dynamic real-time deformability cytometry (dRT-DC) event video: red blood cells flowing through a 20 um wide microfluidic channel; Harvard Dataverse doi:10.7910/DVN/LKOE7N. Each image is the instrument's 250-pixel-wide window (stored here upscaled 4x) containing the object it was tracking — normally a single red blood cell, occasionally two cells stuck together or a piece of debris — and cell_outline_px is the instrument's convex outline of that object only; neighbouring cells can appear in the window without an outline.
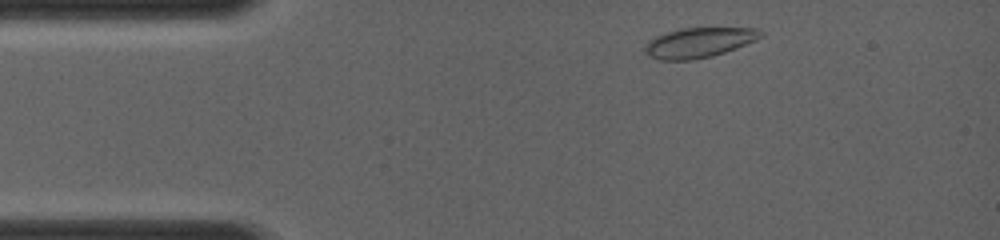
{"species": "common noctule bat (a hibernating species)", "species_latin": "Nyctalus noctula", "temperature_condition": "room temperature", "stored_images_in_passage": 44, "camera_frame_rate_fps": 4000, "um_per_image_px": 0.085, "animal": {"sex": "female", "body_mass_g": 19.0, "forearm_length_mm": 56.7}, "frame": {"image": 1, "passage_image": 3, "time_ms": 0.5, "image_size_px": [1000, 240], "cell_outline_px": [[764, 32], [760, 36], [744, 44], [724, 52], [712, 56], [688, 60], [660, 60], [652, 56], [644, 48], [648, 40], [656, 36], [680, 28], [756, 28]], "centroid_in_image_um": [59.38, 3.61], "position_along_channel_um": 25.6, "area_um2": 19.65}}
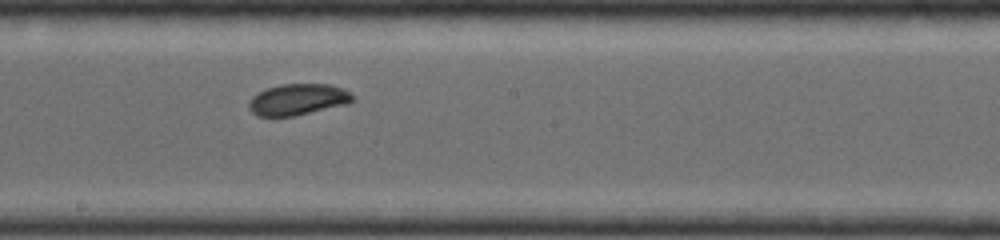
{"frame": {"image": 2, "passage_image": 24, "time_ms": 5.75, "image_size_px": [1000, 240], "cell_outline_px": [[352, 100], [348, 104], [292, 116], [256, 116], [248, 108], [248, 104], [252, 96], [268, 88], [280, 84], [328, 84], [344, 88], [352, 96]], "centroid_in_image_um": [25.29, 8.45], "position_along_channel_um": 222.9, "area_um2": 18.73}}
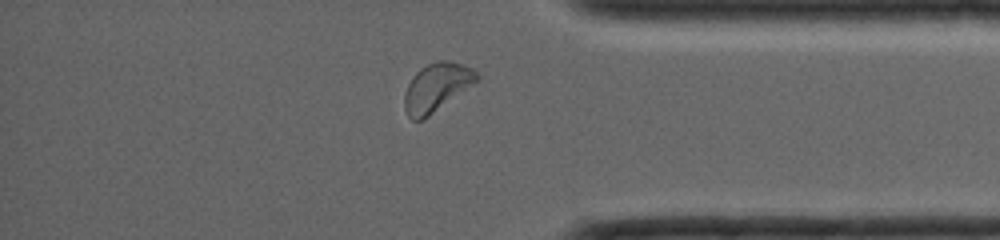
{"frame": {"image": 3, "passage_image": 39, "time_ms": 9.5, "image_size_px": [1000, 240], "cell_outline_px": [[480, 80], [424, 120], [412, 120], [408, 116], [404, 108], [404, 96], [408, 84], [416, 72], [420, 68], [428, 64], [440, 60], [452, 60], [472, 68], [480, 76]], "centroid_in_image_um": [37.13, 7.43], "position_along_channel_um": 398.1, "area_um2": 20.58}}